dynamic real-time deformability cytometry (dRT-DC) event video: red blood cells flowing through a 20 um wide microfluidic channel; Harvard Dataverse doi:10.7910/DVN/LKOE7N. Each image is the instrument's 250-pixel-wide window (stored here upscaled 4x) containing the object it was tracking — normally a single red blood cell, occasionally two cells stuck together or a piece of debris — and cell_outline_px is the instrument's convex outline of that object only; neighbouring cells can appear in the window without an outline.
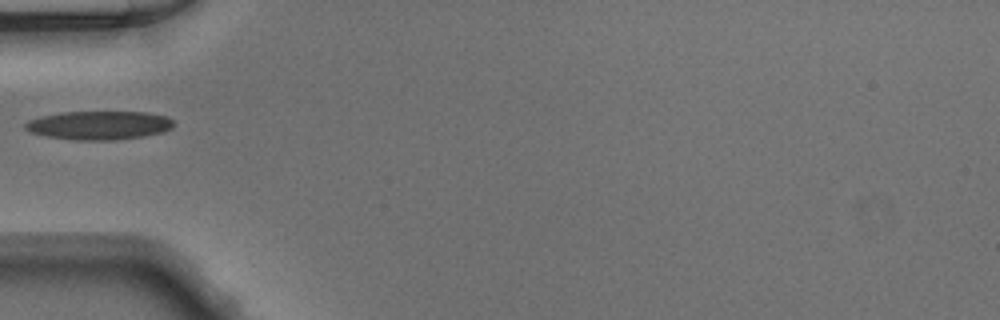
{"species": "Egyptian fruit bat (a non-hibernating species)", "species_latin": "Rousettus aegyptiacus", "temperature_condition": "warm", "stored_images_in_passage": 34, "camera_frame_rate_fps": 3000, "um_per_image_px": 0.085, "animal": {"sex": "male"}, "frame": {"image": 1, "passage_image": 1, "time_ms": 0.0, "image_size_px": [1000, 320], "cell_outline_px": [[176, 124], [172, 128], [164, 132], [144, 136], [116, 140], [76, 140], [48, 136], [28, 132], [24, 128], [24, 124], [28, 120], [40, 116], [60, 112], [148, 112], [168, 116]], "centroid_in_image_um": [8.44, 10.64], "position_along_channel_um": 76.6, "area_um2": 25.09}}
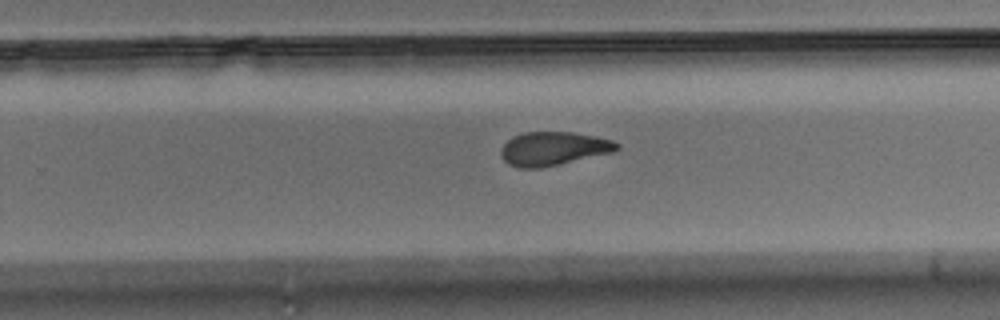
{"frame": {"image": 2, "passage_image": 16, "time_ms": 5.0, "image_size_px": [1000, 320], "cell_outline_px": [[620, 148], [616, 152], [560, 164], [540, 168], [516, 168], [508, 164], [500, 156], [500, 148], [512, 136], [524, 132], [576, 132], [596, 136], [612, 140], [620, 144]], "centroid_in_image_um": [47.05, 12.63], "position_along_channel_um": 282.7, "area_um2": 23.18}}
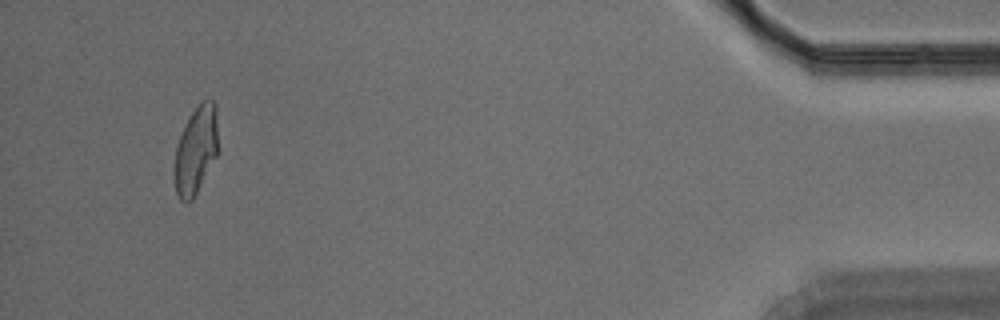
{"frame": {"image": 3, "passage_image": 31, "time_ms": 10.0, "image_size_px": [1000, 320], "cell_outline_px": [[220, 152], [192, 200], [188, 204], [184, 204], [180, 200], [176, 192], [172, 172], [172, 168], [176, 148], [184, 124], [192, 112], [204, 100], [212, 100], [216, 104]], "centroid_in_image_um": [16.66, 12.81], "position_along_channel_um": 418.5, "area_um2": 23.24}}